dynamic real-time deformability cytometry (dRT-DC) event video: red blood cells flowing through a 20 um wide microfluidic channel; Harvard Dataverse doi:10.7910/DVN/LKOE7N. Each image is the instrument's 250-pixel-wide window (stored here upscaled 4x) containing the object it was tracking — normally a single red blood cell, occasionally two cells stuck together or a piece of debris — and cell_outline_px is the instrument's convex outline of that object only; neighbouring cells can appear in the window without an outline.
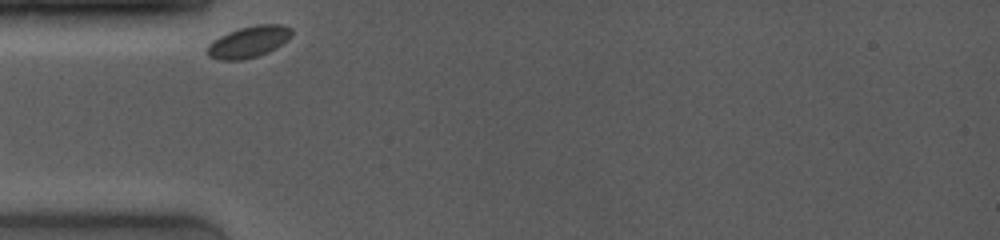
{"species": "common noctule bat (a hibernating species)", "species_latin": "Nyctalus noctula", "temperature_condition": "room temperature", "stored_images_in_passage": 6, "camera_frame_rate_fps": 4000, "um_per_image_px": 0.085, "animal": {"sex": "female", "body_mass_g": 19.0, "forearm_length_mm": 53.3}, "frame": {"image": 1, "passage_image": 1, "time_ms": 0.0, "image_size_px": [1000, 240], "cell_outline_px": [[292, 36], [288, 40], [276, 48], [268, 52], [244, 60], [220, 60], [208, 56], [208, 44], [212, 40], [228, 32], [240, 28], [256, 24], [280, 24], [292, 28]], "centroid_in_image_um": [21.16, 3.55], "position_along_channel_um": 63.8, "area_um2": 15.55}}